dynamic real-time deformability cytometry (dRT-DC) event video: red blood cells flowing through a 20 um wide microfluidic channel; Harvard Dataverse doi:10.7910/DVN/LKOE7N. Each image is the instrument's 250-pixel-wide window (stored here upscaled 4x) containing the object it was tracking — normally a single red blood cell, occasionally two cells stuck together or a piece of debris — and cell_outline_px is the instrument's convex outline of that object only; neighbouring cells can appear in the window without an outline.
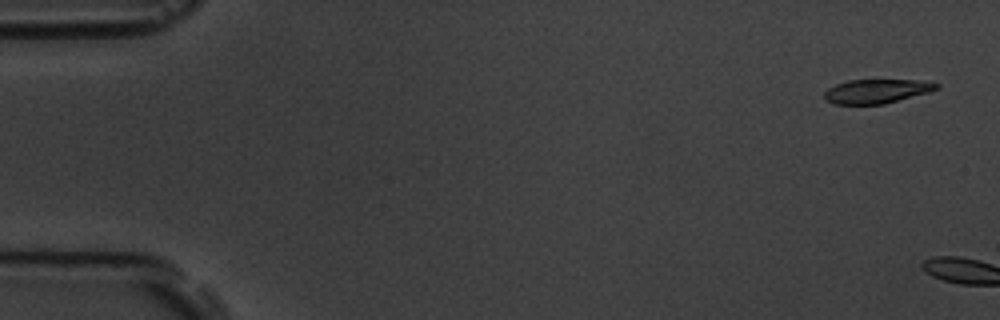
{"species": "common noctule bat (a hibernating species)", "species_latin": "Nyctalus noctula", "temperature_condition": "room temperature", "stored_images_in_passage": 2, "camera_frame_rate_fps": 3000, "um_per_image_px": 0.085, "animal": {"sex": "male", "body_mass_g": 19.5, "forearm_length_mm": 54.6}, "frame": {"image": 1, "passage_image": 1, "time_ms": 0.0, "image_size_px": [1000, 320], "cell_outline_px": [[940, 88], [928, 92], [884, 104], [832, 104], [824, 100], [824, 92], [828, 88], [836, 84], [848, 80], [916, 80], [940, 84]], "centroid_in_image_um": [74.47, 7.76], "position_along_channel_um": 10.5, "area_um2": 15.72}}